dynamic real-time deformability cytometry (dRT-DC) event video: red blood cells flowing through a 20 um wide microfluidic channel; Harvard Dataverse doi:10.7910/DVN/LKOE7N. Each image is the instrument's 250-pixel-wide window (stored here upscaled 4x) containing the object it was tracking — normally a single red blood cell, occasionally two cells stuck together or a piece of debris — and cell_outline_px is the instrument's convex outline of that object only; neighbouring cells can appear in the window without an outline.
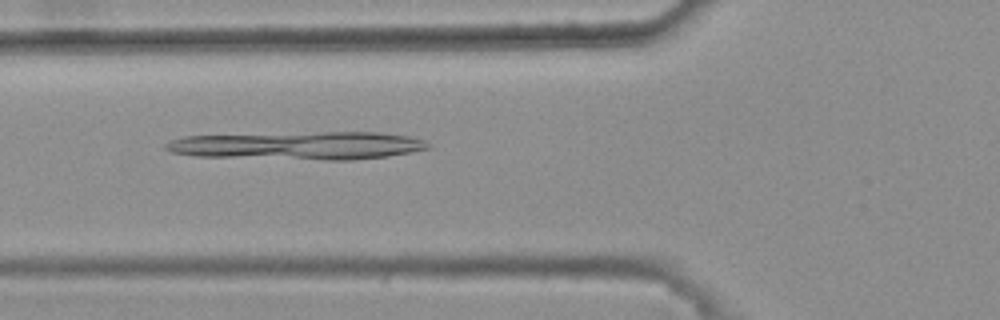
{"species": "common noctule bat (a hibernating species)", "species_latin": "Nyctalus noctula", "temperature_condition": "warm", "stored_images_in_passage": 47, "camera_frame_rate_fps": 3000, "um_per_image_px": 0.085, "animal": {"sex": "female", "body_mass_g": 25.1}, "frame": {"image": 1, "passage_image": 19, "time_ms": 6.0, "image_size_px": [1000, 320], "cell_outline_px": [[432, 144], [428, 148], [388, 156], [352, 160], [324, 160], [196, 156], [172, 152], [164, 148], [164, 144], [172, 140], [184, 136], [324, 132], [376, 132], [408, 136], [424, 140]], "centroid_in_image_um": [25.37, 12.38], "position_along_channel_um": 100.4, "area_um2": 42.66}}
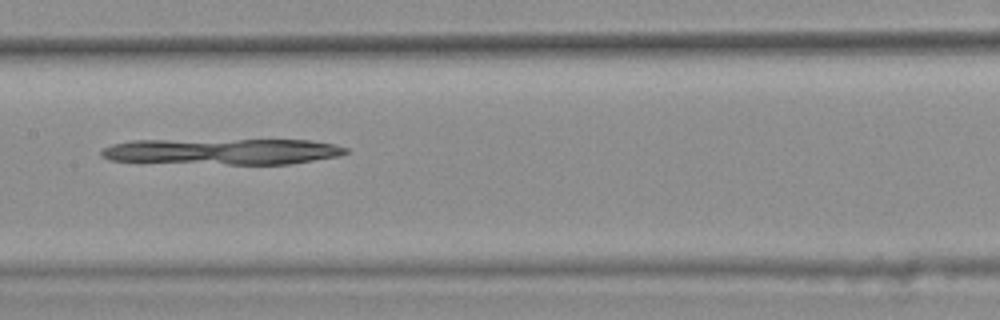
{"frame": {"image": 2, "passage_image": 26, "time_ms": 8.333, "image_size_px": [1000, 320], "cell_outline_px": [[348, 152], [340, 156], [288, 164], [228, 164], [108, 160], [100, 156], [100, 152], [104, 148], [112, 144], [132, 140], [312, 140], [336, 144], [348, 148]], "centroid_in_image_um": [18.96, 12.87], "position_along_channel_um": 188.4, "area_um2": 37.05}}
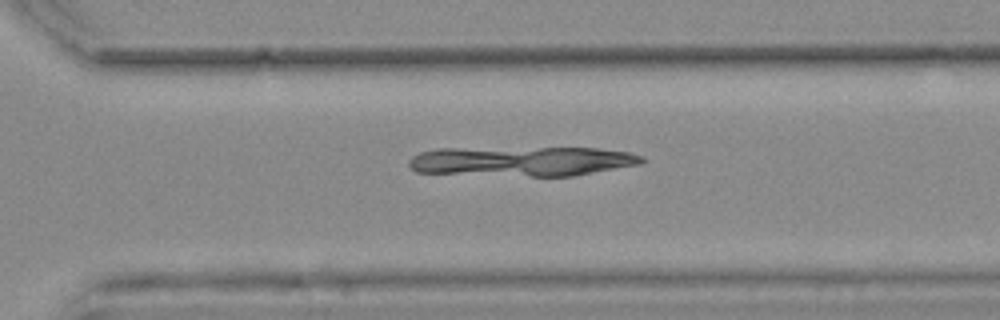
{"frame": {"image": 3, "passage_image": 37, "time_ms": 12.0, "image_size_px": [1000, 320], "cell_outline_px": [[644, 160], [640, 164], [572, 176], [532, 176], [416, 172], [408, 164], [408, 160], [412, 156], [420, 152], [436, 148], [596, 148], [628, 152], [644, 156]], "centroid_in_image_um": [44.36, 13.7], "position_along_channel_um": 326.2, "area_um2": 40.23}}